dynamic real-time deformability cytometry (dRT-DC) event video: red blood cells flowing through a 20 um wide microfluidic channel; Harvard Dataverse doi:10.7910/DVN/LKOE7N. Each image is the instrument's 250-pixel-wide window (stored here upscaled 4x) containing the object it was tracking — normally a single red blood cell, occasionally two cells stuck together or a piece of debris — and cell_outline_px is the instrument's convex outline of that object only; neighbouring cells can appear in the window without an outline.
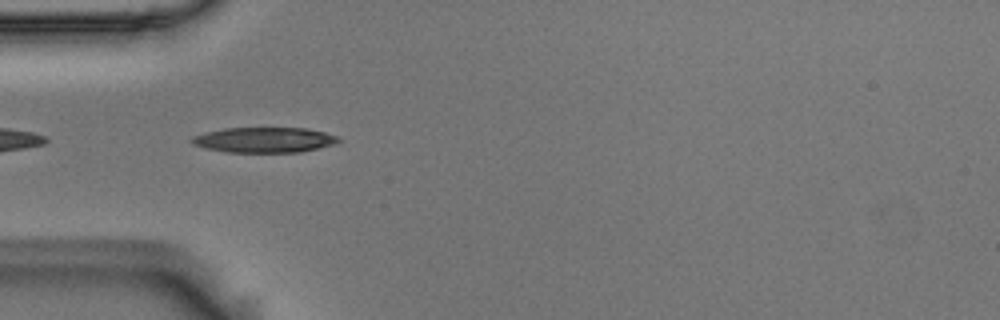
{"species": "Egyptian fruit bat (a non-hibernating species)", "species_latin": "Rousettus aegyptiacus", "temperature_condition": "room temperature", "stored_images_in_passage": 10, "camera_frame_rate_fps": 3000, "um_per_image_px": 0.085, "animal": {"sex": "male"}, "frame": {"image": 1, "passage_image": 2, "time_ms": 0.333, "image_size_px": [1000, 320], "cell_outline_px": [[340, 140], [332, 144], [300, 152], [228, 152], [204, 148], [192, 144], [188, 140], [192, 136], [204, 132], [224, 128], [308, 128], [324, 132], [336, 136]], "centroid_in_image_um": [22.37, 11.88], "position_along_channel_um": 62.6, "area_um2": 21.56}}
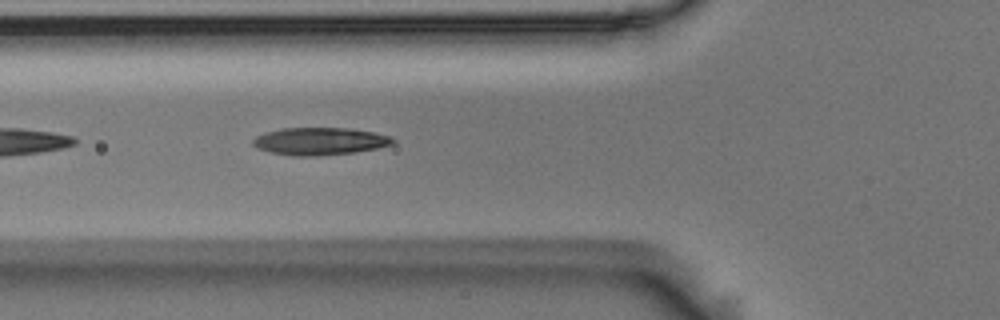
{"frame": {"image": 2, "passage_image": 5, "time_ms": 1.333, "image_size_px": [1000, 320], "cell_outline_px": [[396, 144], [356, 152], [316, 156], [292, 156], [268, 152], [256, 148], [252, 144], [252, 140], [256, 136], [264, 132], [280, 128], [348, 128], [376, 132], [392, 136], [396, 140]], "centroid_in_image_um": [27.19, 12.0], "position_along_channel_um": 98.6, "area_um2": 22.83}}